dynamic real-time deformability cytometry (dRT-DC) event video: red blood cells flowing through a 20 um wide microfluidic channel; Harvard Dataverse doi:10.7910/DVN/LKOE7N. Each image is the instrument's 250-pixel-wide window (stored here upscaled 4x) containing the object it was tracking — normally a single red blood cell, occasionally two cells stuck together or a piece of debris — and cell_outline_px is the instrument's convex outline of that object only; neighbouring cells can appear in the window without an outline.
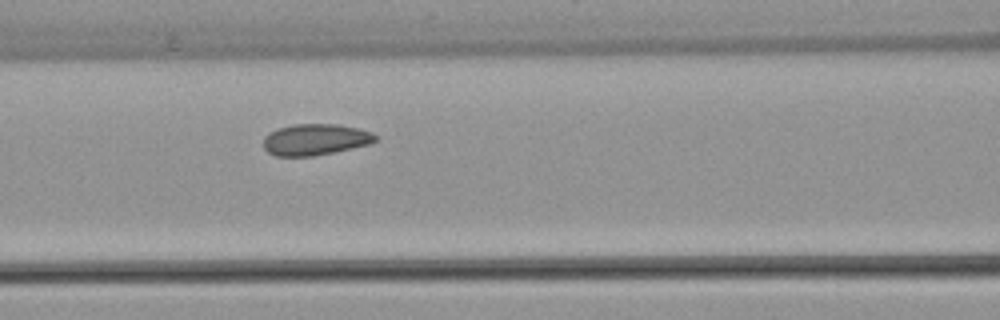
{"species": "common noctule bat (a hibernating species)", "species_latin": "Nyctalus noctula", "temperature_condition": "warm", "stored_images_in_passage": 7, "camera_frame_rate_fps": 3000, "um_per_image_px": 0.085, "animal": {"sex": "female", "body_mass_g": 22.7, "forearm_length_mm": 54.2}, "frame": {"image": 1, "passage_image": 7, "time_ms": 2.0, "image_size_px": [1000, 320], "cell_outline_px": [[376, 140], [368, 144], [352, 148], [312, 156], [276, 156], [268, 152], [264, 148], [264, 136], [268, 132], [292, 124], [336, 124], [356, 128], [372, 132], [376, 136]], "centroid_in_image_um": [26.76, 11.86], "position_along_channel_um": 139.8, "area_um2": 20.23}}